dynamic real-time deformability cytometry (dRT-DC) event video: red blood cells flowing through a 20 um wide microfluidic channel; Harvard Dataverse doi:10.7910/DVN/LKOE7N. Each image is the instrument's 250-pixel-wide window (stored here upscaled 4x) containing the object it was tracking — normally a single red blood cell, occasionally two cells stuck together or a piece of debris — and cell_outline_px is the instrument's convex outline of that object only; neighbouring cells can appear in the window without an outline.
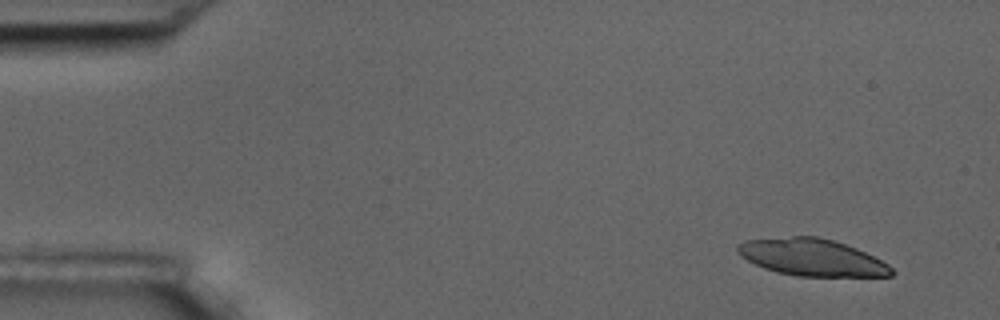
{"species": "common noctule bat (a hibernating species)", "species_latin": "Nyctalus noctula", "temperature_condition": "room temperature", "stored_images_in_passage": 7, "camera_frame_rate_fps": 3000, "um_per_image_px": 0.085, "animal": {"sex": "male", "body_mass_g": 17.5, "forearm_length_mm": 52.3}, "frame": {"image": 1, "passage_image": 2, "time_ms": 1.333, "image_size_px": [1000, 320], "cell_outline_px": [[896, 272], [892, 276], [800, 276], [776, 272], [764, 268], [740, 256], [736, 252], [736, 244], [744, 240], [792, 236], [820, 236], [856, 248], [888, 264]], "centroid_in_image_um": [68.98, 21.87], "position_along_channel_um": 16.0, "area_um2": 33.18}}